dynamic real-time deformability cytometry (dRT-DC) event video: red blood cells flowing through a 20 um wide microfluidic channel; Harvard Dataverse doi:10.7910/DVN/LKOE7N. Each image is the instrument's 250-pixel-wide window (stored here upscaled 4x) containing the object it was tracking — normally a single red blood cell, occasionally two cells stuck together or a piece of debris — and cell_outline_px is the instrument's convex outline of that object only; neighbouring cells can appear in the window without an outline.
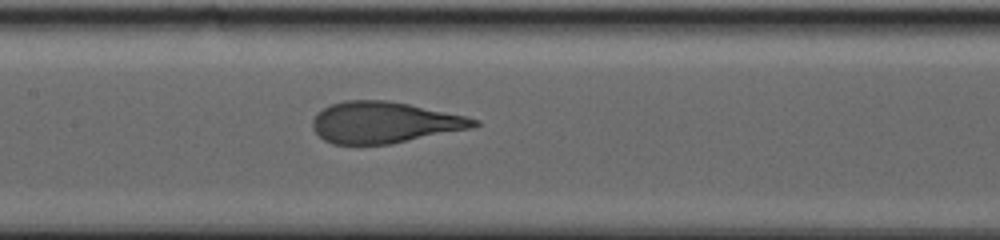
{"species": "human", "species_latin": "Homo sapiens", "temperature_condition": "warm", "stored_images_in_passage": 58, "camera_frame_rate_fps": 3000, "um_per_image_px": 0.085, "donor": {"sex": "male"}, "frame": {"image": 1, "passage_image": 58, "time_ms": 15.667, "image_size_px": [1000, 240], "cell_outline_px": [[480, 124], [472, 128], [392, 144], [332, 144], [324, 140], [312, 128], [312, 120], [316, 112], [332, 104], [344, 100], [388, 100], [468, 116], [480, 120]], "centroid_in_image_um": [32.68, 10.41], "position_along_channel_um": 174.7, "area_um2": 39.02}}